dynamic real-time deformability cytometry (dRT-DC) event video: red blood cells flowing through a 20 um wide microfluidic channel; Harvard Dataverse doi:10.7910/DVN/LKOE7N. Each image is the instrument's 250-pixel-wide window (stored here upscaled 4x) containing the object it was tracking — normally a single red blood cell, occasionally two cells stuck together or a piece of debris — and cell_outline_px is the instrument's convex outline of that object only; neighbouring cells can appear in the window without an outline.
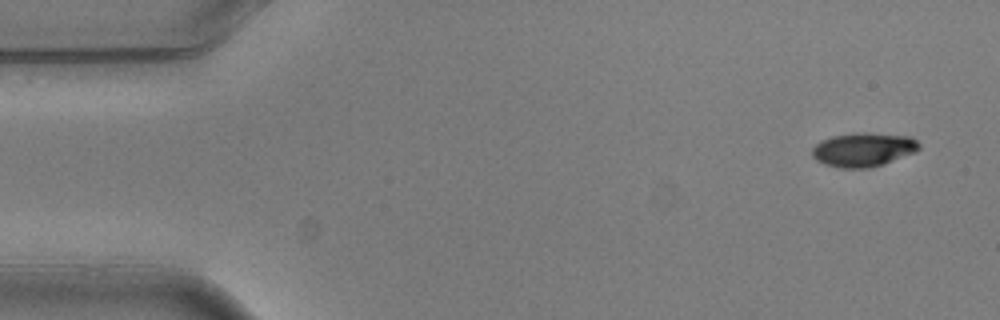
{"species": "common noctule bat (a hibernating species)", "species_latin": "Nyctalus noctula", "temperature_condition": "warm", "stored_images_in_passage": 6, "camera_frame_rate_fps": 3000, "um_per_image_px": 0.085, "animal": {"sex": "male", "body_mass_g": 20.5, "forearm_length_mm": 52.5}, "frame": {"image": 1, "passage_image": 1, "time_ms": 0.0, "image_size_px": [1000, 320], "cell_outline_px": [[920, 148], [916, 152], [884, 164], [868, 168], [840, 168], [824, 164], [816, 160], [812, 156], [812, 148], [820, 140], [832, 136], [852, 132], [868, 132], [912, 136], [920, 144]], "centroid_in_image_um": [73.39, 12.7], "position_along_channel_um": 11.6, "area_um2": 21.56}}
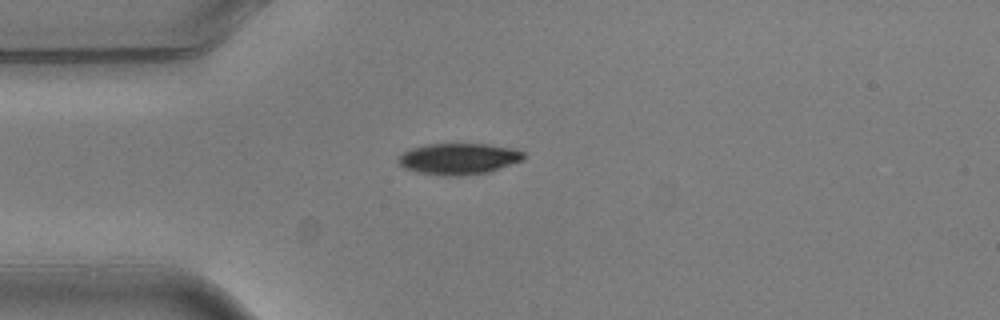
{"frame": {"image": 2, "passage_image": 4, "time_ms": 1.0, "image_size_px": [1000, 320], "cell_outline_px": [[524, 160], [488, 172], [460, 176], [444, 176], [416, 172], [404, 168], [396, 160], [396, 156], [412, 148], [428, 144], [484, 144], [516, 148], [524, 152]], "centroid_in_image_um": [38.98, 13.5], "position_along_channel_um": 46.0, "area_um2": 23.0}}